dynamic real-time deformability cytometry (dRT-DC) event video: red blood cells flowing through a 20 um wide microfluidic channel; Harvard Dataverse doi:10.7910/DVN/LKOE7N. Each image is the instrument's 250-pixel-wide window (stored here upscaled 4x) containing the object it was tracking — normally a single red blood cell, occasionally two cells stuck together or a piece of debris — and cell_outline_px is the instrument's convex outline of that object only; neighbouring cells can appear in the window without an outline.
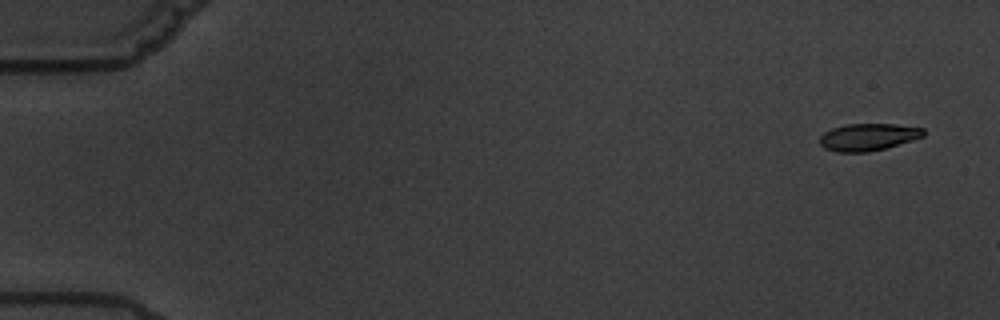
{"species": "common noctule bat (a hibernating species)", "species_latin": "Nyctalus noctula", "temperature_condition": "warm", "stored_images_in_passage": 2, "camera_frame_rate_fps": 3000, "um_per_image_px": 0.085, "animal": {"sex": "male", "body_mass_g": 19.5, "forearm_length_mm": 54.6}, "frame": {"image": 1, "passage_image": 1, "time_ms": 0.0, "image_size_px": [1000, 320], "cell_outline_px": [[924, 136], [912, 140], [884, 148], [868, 152], [836, 152], [824, 148], [820, 144], [820, 136], [824, 132], [832, 128], [844, 124], [896, 124], [924, 128]], "centroid_in_image_um": [73.77, 11.64], "position_along_channel_um": 11.2, "area_um2": 16.42}}